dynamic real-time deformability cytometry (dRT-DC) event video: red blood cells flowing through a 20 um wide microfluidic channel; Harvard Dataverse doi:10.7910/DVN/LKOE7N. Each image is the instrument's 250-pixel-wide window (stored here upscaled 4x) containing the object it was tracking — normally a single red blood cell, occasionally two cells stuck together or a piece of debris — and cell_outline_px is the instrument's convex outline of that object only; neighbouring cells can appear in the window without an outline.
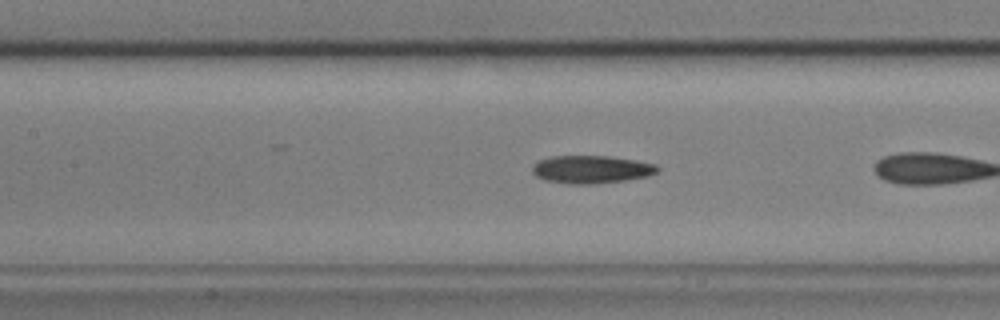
{"species": "common noctule bat (a hibernating species)", "species_latin": "Nyctalus noctula", "temperature_condition": "cold", "stored_images_in_passage": 27, "camera_frame_rate_fps": 3000, "um_per_image_px": 0.085, "animal": {"sex": "male", "body_mass_g": 17.9, "forearm_length_mm": 54.2}, "frame": {"image": 1, "passage_image": 8, "time_ms": 2.333, "image_size_px": [1000, 320], "cell_outline_px": [[660, 168], [656, 172], [648, 176], [624, 180], [596, 184], [568, 184], [544, 180], [536, 176], [532, 172], [532, 164], [536, 160], [552, 156], [608, 156], [636, 160], [656, 164]], "centroid_in_image_um": [50.22, 14.4], "position_along_channel_um": 157.2, "area_um2": 20.52}}